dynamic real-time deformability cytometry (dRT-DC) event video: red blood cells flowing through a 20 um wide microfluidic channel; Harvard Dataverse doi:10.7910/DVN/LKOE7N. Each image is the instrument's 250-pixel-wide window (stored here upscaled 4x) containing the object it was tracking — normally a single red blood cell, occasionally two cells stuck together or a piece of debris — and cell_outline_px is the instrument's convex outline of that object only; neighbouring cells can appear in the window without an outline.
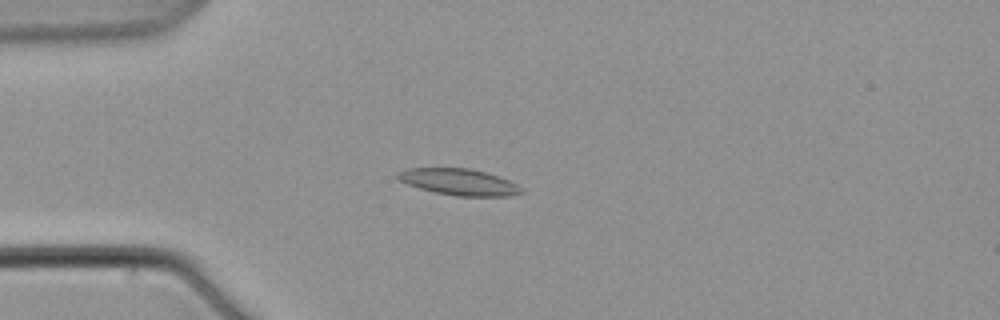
{"species": "common noctule bat (a hibernating species)", "species_latin": "Nyctalus noctula", "temperature_condition": "warm", "stored_images_in_passage": 8, "camera_frame_rate_fps": 3000, "um_per_image_px": 0.085, "animal": {"sex": "male", "body_mass_g": 21.5, "forearm_length_mm": 52.0}, "frame": {"image": 1, "passage_image": 6, "time_ms": 6.667, "image_size_px": [1000, 320], "cell_outline_px": [[524, 192], [508, 196], [456, 196], [436, 192], [420, 188], [408, 184], [400, 180], [396, 176], [396, 172], [408, 168], [468, 168], [484, 172], [508, 180], [524, 188]], "centroid_in_image_um": [39.01, 15.47], "position_along_channel_um": 46.0, "area_um2": 18.84}}
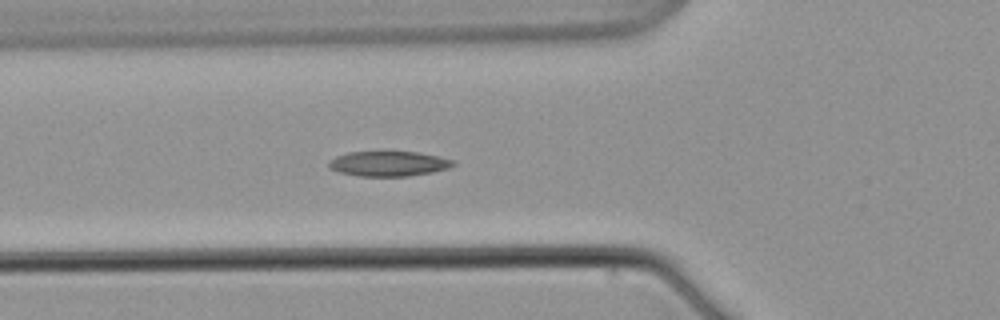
{"frame": {"image": 2, "passage_image": 8, "time_ms": 9.0, "image_size_px": [1000, 320], "cell_outline_px": [[456, 164], [448, 168], [432, 172], [408, 176], [360, 176], [340, 172], [328, 168], [328, 164], [336, 156], [348, 152], [416, 152], [456, 160]], "centroid_in_image_um": [33.05, 13.91], "position_along_channel_um": 92.8, "area_um2": 17.98}}